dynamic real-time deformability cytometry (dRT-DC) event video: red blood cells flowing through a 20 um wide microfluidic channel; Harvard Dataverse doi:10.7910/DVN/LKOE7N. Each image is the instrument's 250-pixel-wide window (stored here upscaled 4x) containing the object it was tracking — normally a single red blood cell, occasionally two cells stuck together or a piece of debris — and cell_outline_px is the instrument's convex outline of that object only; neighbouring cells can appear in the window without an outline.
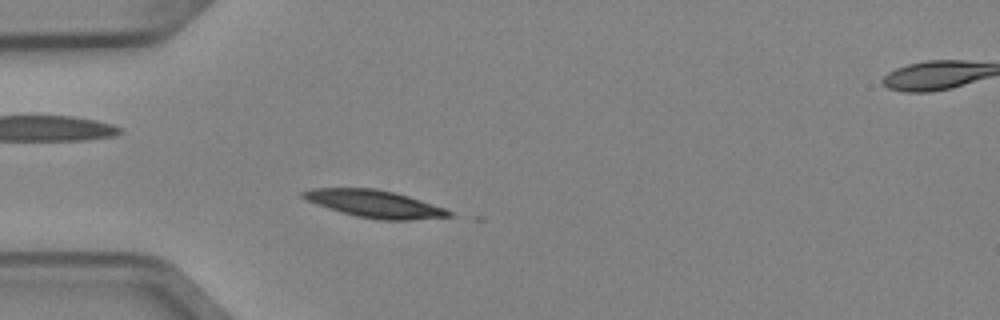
{"species": "Egyptian fruit bat (a non-hibernating species)", "species_latin": "Rousettus aegyptiacus", "temperature_condition": "cold", "stored_images_in_passage": 4, "segment_of_instrument_passage": [1, 2], "camera_frame_rate_fps": 3000, "um_per_image_px": 0.085, "animal": {"sex": "female"}, "frame": {"image": 1, "passage_image": 3, "time_ms": 0.667, "image_size_px": [1000, 320], "cell_outline_px": [[456, 216], [412, 220], [380, 220], [356, 216], [328, 208], [308, 200], [300, 196], [300, 192], [312, 188], [376, 188], [396, 192], [444, 208], [452, 212]], "centroid_in_image_um": [31.87, 17.32], "position_along_channel_um": 53.1, "area_um2": 23.24}}